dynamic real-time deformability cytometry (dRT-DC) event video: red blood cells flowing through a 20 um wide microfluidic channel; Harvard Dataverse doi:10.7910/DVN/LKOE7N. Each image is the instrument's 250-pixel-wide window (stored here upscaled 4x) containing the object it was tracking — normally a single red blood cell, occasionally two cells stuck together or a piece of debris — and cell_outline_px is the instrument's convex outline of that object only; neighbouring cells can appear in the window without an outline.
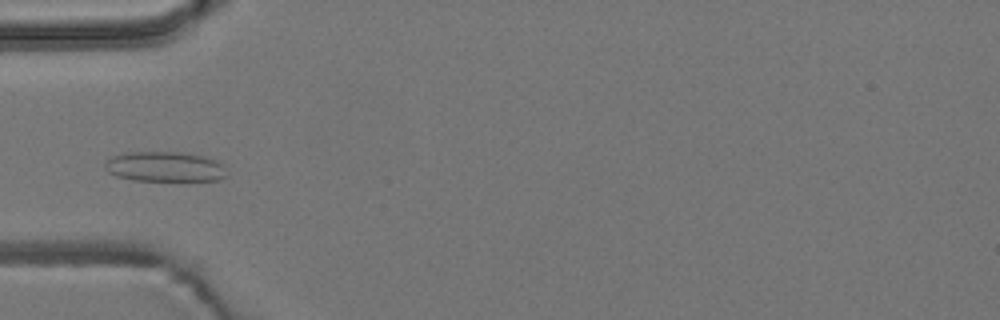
{"species": "common noctule bat (a hibernating species)", "species_latin": "Nyctalus noctula", "temperature_condition": "room temperature", "stored_images_in_passage": 5, "camera_frame_rate_fps": 3000, "um_per_image_px": 0.085, "animal": {"sex": "male", "body_mass_g": 19.2, "forearm_length_mm": 51.8}, "frame": {"image": 1, "passage_image": 4, "time_ms": 3.667, "image_size_px": [1000, 320], "cell_outline_px": [[228, 176], [220, 180], [132, 180], [116, 176], [108, 172], [104, 168], [104, 160], [112, 156], [124, 152], [180, 152], [204, 156], [216, 160], [224, 168]], "centroid_in_image_um": [13.96, 14.16], "position_along_channel_um": 71.0, "area_um2": 21.44}}